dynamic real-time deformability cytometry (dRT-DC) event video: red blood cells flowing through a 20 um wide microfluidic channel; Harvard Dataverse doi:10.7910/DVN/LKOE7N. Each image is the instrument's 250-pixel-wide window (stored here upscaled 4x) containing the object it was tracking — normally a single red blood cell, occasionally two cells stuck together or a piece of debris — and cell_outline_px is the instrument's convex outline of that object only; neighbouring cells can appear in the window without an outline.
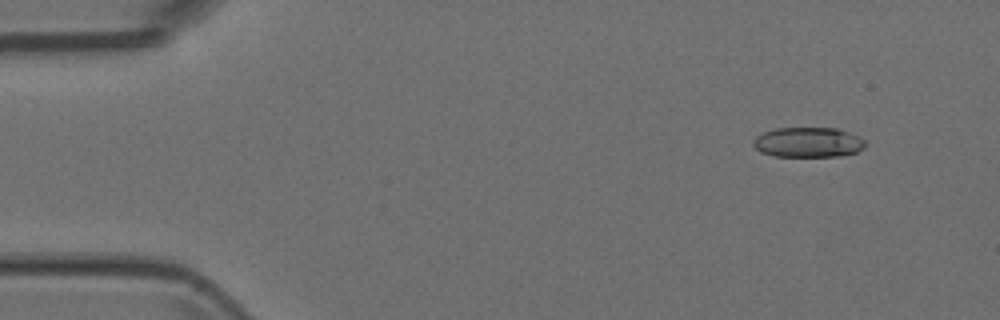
{"species": "Egyptian fruit bat (a non-hibernating species)", "species_latin": "Rousettus aegyptiacus", "temperature_condition": "room temperature", "stored_images_in_passage": 5, "camera_frame_rate_fps": 3000, "um_per_image_px": 0.085, "animal": {"sex": "female"}, "frame": {"image": 1, "passage_image": 2, "time_ms": 0.333, "image_size_px": [1000, 320], "cell_outline_px": [[868, 144], [864, 148], [856, 152], [840, 156], [772, 156], [760, 152], [752, 144], [752, 140], [756, 136], [764, 132], [776, 128], [836, 128], [860, 136]], "centroid_in_image_um": [68.7, 12.1], "position_along_channel_um": 16.3, "area_um2": 19.77}}
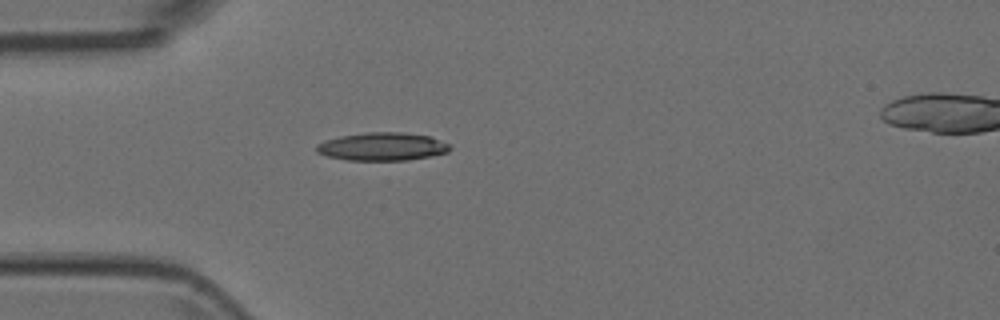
{"frame": {"image": 2, "passage_image": 4, "time_ms": 1.0, "image_size_px": [1000, 320], "cell_outline_px": [[452, 148], [448, 152], [432, 156], [408, 160], [348, 160], [328, 156], [316, 152], [316, 144], [324, 140], [340, 136], [368, 132], [404, 132], [428, 136], [452, 144]], "centroid_in_image_um": [32.52, 12.46], "position_along_channel_um": 52.5, "area_um2": 21.96}}